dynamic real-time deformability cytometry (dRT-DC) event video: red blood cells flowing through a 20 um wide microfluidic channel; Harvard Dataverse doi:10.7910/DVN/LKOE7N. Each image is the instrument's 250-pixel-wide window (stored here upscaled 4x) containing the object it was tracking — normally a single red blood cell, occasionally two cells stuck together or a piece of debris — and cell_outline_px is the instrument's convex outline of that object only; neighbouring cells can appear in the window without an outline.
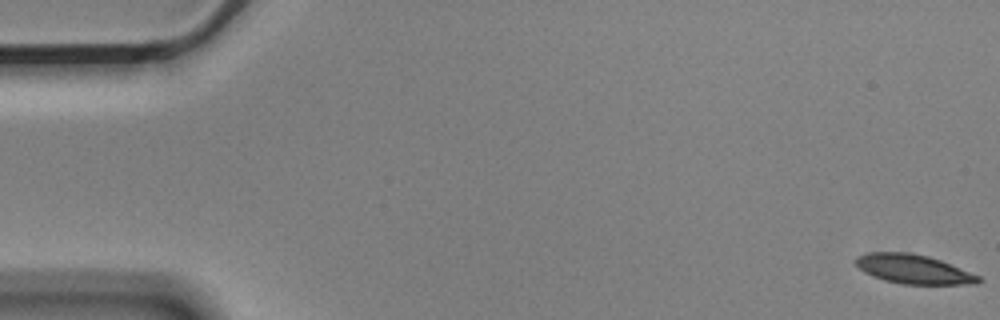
{"species": "Egyptian fruit bat (a non-hibernating species)", "species_latin": "Rousettus aegyptiacus", "temperature_condition": "cold", "stored_images_in_passage": 15, "camera_frame_rate_fps": 3000, "um_per_image_px": 0.085, "animal": {"sex": "male"}, "frame": {"image": 1, "passage_image": 1, "time_ms": 0.0, "image_size_px": [1000, 320], "cell_outline_px": [[980, 280], [976, 284], [900, 284], [884, 280], [872, 276], [864, 272], [852, 260], [856, 256], [868, 252], [908, 252], [928, 256], [940, 260], [980, 276]], "centroid_in_image_um": [77.58, 22.87], "position_along_channel_um": 7.4, "area_um2": 20.87}}
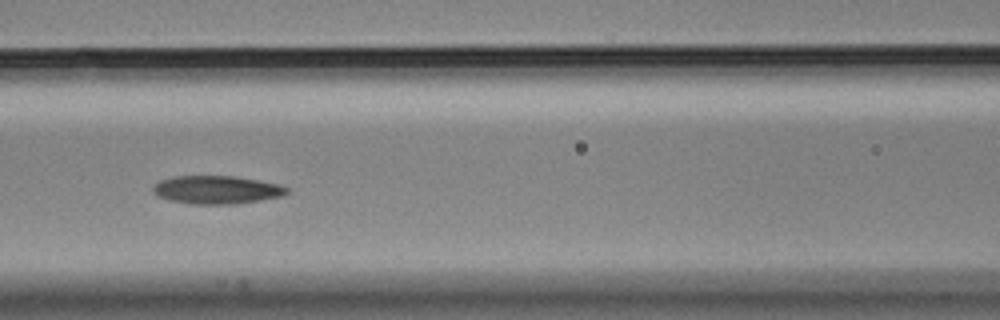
{"frame": {"image": 2, "passage_image": 7, "time_ms": 2.0, "image_size_px": [1000, 320], "cell_outline_px": [[288, 192], [284, 196], [236, 204], [192, 204], [168, 200], [152, 192], [152, 188], [160, 180], [176, 176], [232, 176], [280, 184], [288, 188]], "centroid_in_image_um": [18.43, 16.14], "position_along_channel_um": 148.2, "area_um2": 21.91}}
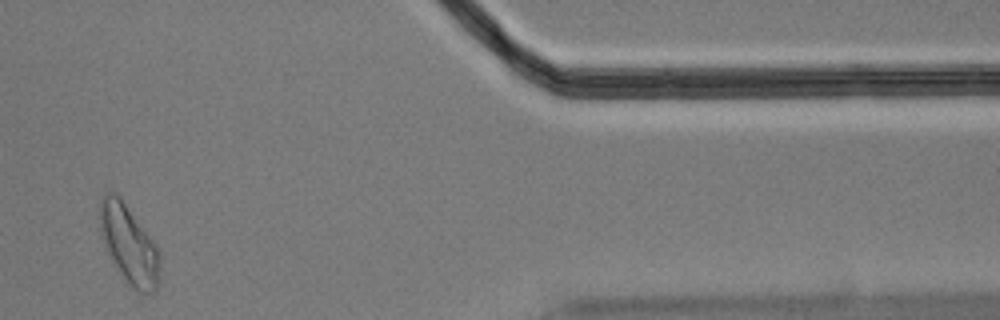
{"frame": {"image": 3, "passage_image": 13, "time_ms": 4.0, "image_size_px": [1000, 320], "cell_outline_px": [[160, 280], [156, 292], [140, 292], [128, 288], [124, 284], [112, 264], [104, 248], [100, 232], [100, 200], [108, 192], [116, 192], [120, 196], [156, 244], [160, 256]], "centroid_in_image_um": [10.96, 20.86], "position_along_channel_um": 400.4, "area_um2": 28.44}}